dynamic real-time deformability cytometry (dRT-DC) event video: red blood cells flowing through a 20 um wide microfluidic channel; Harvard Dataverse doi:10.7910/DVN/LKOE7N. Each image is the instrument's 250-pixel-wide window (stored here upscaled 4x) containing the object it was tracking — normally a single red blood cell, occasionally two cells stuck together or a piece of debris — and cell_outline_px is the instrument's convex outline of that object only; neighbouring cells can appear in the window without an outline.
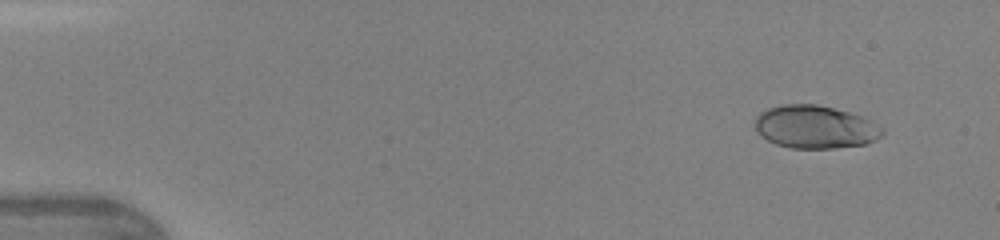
{"species": "human", "species_latin": "Homo sapiens", "temperature_condition": "warm", "stored_images_in_passage": 15, "camera_frame_rate_fps": 3000, "um_per_image_px": 0.085, "donor": {"sex": "female"}, "frame": {"image": 1, "passage_image": 3, "time_ms": 0.667, "image_size_px": [1000, 240], "cell_outline_px": [[884, 132], [876, 140], [864, 144], [836, 148], [792, 148], [776, 144], [768, 140], [756, 132], [756, 116], [760, 112], [768, 108], [780, 104], [816, 104], [848, 112], [860, 116], [884, 128]], "centroid_in_image_um": [69.27, 10.79], "position_along_channel_um": 15.7, "area_um2": 31.73}}
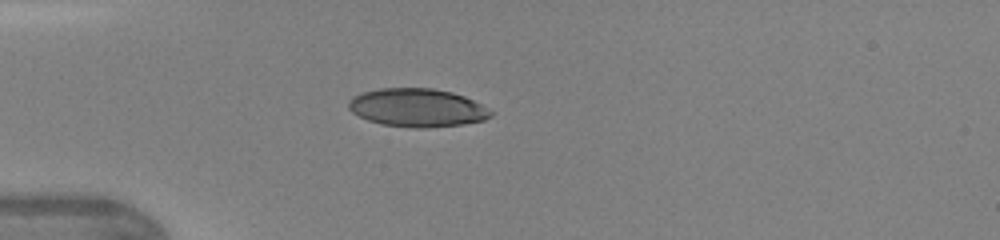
{"frame": {"image": 2, "passage_image": 11, "time_ms": 3.333, "image_size_px": [1000, 240], "cell_outline_px": [[492, 116], [484, 120], [464, 124], [428, 128], [412, 128], [380, 124], [368, 120], [352, 112], [348, 108], [348, 104], [352, 96], [364, 92], [380, 88], [432, 88], [452, 92], [464, 96], [480, 104], [492, 112]], "centroid_in_image_um": [35.45, 9.16], "position_along_channel_um": 49.5, "area_um2": 31.73}}
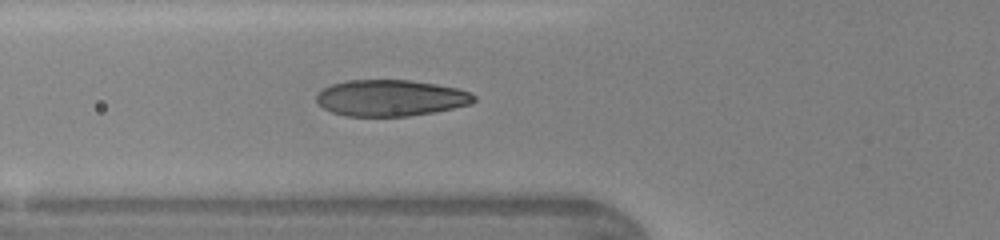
{"frame": {"image": 3, "passage_image": 15, "time_ms": 4.667, "image_size_px": [1000, 240], "cell_outline_px": [[476, 100], [472, 104], [436, 112], [408, 116], [344, 116], [332, 112], [324, 108], [316, 100], [316, 96], [324, 88], [332, 84], [348, 80], [408, 80], [436, 84], [456, 88], [468, 92], [476, 96]], "centroid_in_image_um": [33.23, 8.33], "position_along_channel_um": 92.6, "area_um2": 33.29}}